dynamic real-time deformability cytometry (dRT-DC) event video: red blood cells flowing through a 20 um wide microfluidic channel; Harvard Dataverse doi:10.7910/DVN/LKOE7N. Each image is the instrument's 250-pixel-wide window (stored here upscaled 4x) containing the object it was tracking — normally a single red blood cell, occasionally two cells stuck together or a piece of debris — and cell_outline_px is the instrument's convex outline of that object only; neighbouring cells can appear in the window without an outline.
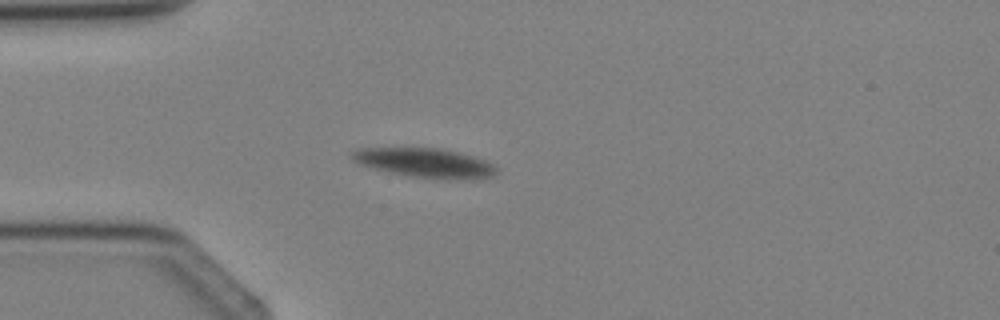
{"species": "Egyptian fruit bat (a non-hibernating species)", "species_latin": "Rousettus aegyptiacus", "temperature_condition": "cold", "stored_images_in_passage": 4, "camera_frame_rate_fps": 3000, "um_per_image_px": 0.085, "animal": {"sex": "female"}, "frame": {"image": 1, "passage_image": 4, "time_ms": 4.333, "image_size_px": [1000, 320], "cell_outline_px": [[496, 172], [492, 176], [476, 180], [468, 180], [412, 176], [388, 172], [360, 164], [352, 160], [348, 156], [348, 152], [356, 148], [440, 148], [472, 156], [484, 160], [492, 164], [496, 168]], "centroid_in_image_um": [36.07, 13.83], "position_along_channel_um": 48.9, "area_um2": 24.62}}